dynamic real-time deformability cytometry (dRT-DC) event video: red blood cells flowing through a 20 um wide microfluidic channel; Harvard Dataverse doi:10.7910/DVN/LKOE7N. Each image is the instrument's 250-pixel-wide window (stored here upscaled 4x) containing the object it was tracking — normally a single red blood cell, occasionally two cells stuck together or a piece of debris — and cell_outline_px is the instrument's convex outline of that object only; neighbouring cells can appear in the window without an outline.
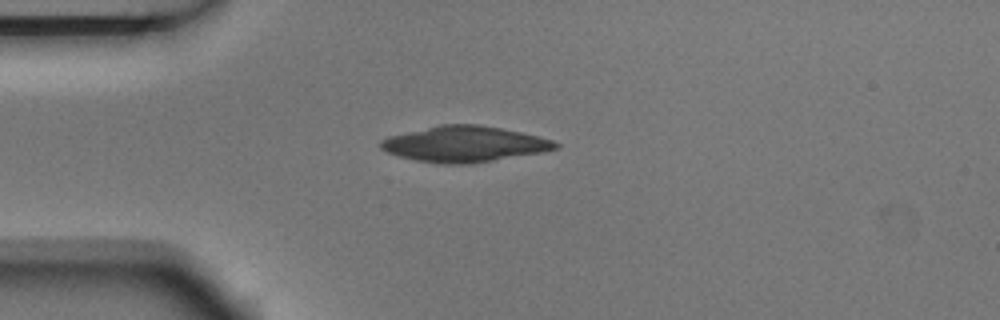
{"species": "Egyptian fruit bat (a non-hibernating species)", "species_latin": "Rousettus aegyptiacus", "temperature_condition": "room temperature", "stored_images_in_passage": 4, "camera_frame_rate_fps": 3000, "um_per_image_px": 0.085, "animal": {"sex": "male"}, "frame": {"image": 1, "passage_image": 3, "time_ms": 0.667, "image_size_px": [1000, 320], "cell_outline_px": [[560, 148], [544, 152], [492, 160], [464, 164], [440, 164], [416, 160], [400, 156], [388, 152], [380, 148], [380, 140], [388, 136], [440, 124], [480, 124], [520, 132], [552, 140], [560, 144]], "centroid_in_image_um": [39.47, 12.24], "position_along_channel_um": 45.5, "area_um2": 36.24}}